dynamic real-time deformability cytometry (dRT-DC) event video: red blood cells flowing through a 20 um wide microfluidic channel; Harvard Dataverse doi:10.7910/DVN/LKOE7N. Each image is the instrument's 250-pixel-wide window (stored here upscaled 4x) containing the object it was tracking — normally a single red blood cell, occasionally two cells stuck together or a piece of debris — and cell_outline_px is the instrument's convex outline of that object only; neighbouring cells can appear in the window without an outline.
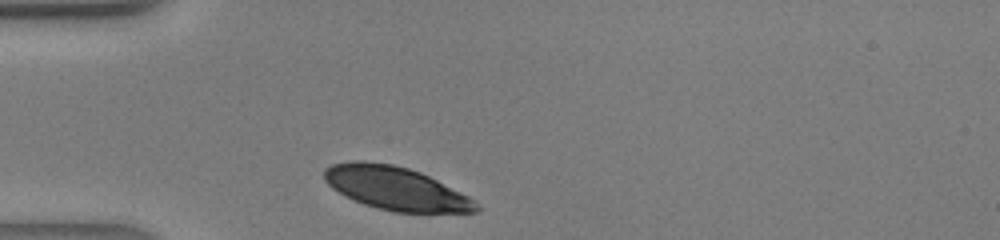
{"species": "human", "species_latin": "Homo sapiens", "temperature_condition": "warm", "stored_images_in_passage": 23, "camera_frame_rate_fps": 3000, "um_per_image_px": 0.085, "donor": {"sex": "male"}, "frame": {"image": 1, "passage_image": 1, "time_ms": 0.0, "image_size_px": [1000, 240], "cell_outline_px": [[480, 208], [476, 212], [396, 212], [376, 208], [364, 204], [344, 196], [332, 188], [324, 180], [324, 168], [332, 164], [352, 160], [364, 160], [392, 164], [408, 168], [420, 172], [468, 196], [480, 204]], "centroid_in_image_um": [33.6, 16.0], "position_along_channel_um": 51.4, "area_um2": 38.26}}
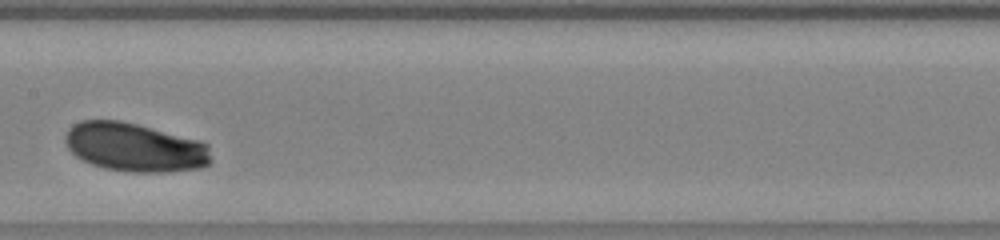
{"frame": {"image": 2, "passage_image": 11, "time_ms": 3.333, "image_size_px": [1000, 240], "cell_outline_px": [[212, 160], [208, 164], [200, 168], [164, 172], [132, 172], [104, 168], [92, 164], [76, 156], [68, 148], [64, 140], [64, 136], [68, 128], [72, 124], [80, 120], [120, 120], [200, 140], [208, 144]], "centroid_in_image_um": [11.45, 12.51], "position_along_channel_um": 196.0, "area_um2": 41.56}}
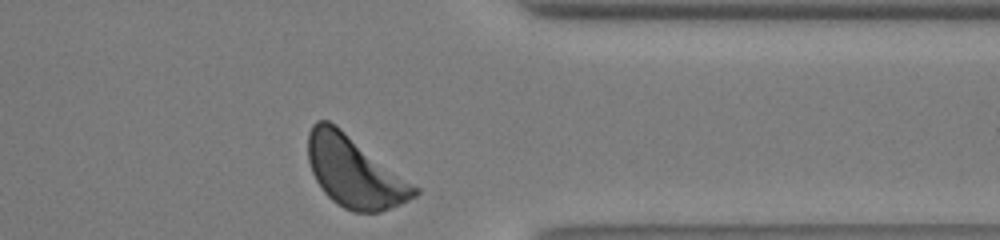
{"frame": {"image": 3, "passage_image": 23, "time_ms": 7.333, "image_size_px": [1000, 240], "cell_outline_px": [[420, 192], [416, 196], [400, 204], [380, 212], [352, 212], [336, 204], [324, 192], [316, 180], [312, 172], [308, 160], [308, 132], [312, 124], [316, 120], [328, 120], [336, 124], [420, 188]], "centroid_in_image_um": [30.13, 14.59], "position_along_channel_um": 381.3, "area_um2": 44.16}}